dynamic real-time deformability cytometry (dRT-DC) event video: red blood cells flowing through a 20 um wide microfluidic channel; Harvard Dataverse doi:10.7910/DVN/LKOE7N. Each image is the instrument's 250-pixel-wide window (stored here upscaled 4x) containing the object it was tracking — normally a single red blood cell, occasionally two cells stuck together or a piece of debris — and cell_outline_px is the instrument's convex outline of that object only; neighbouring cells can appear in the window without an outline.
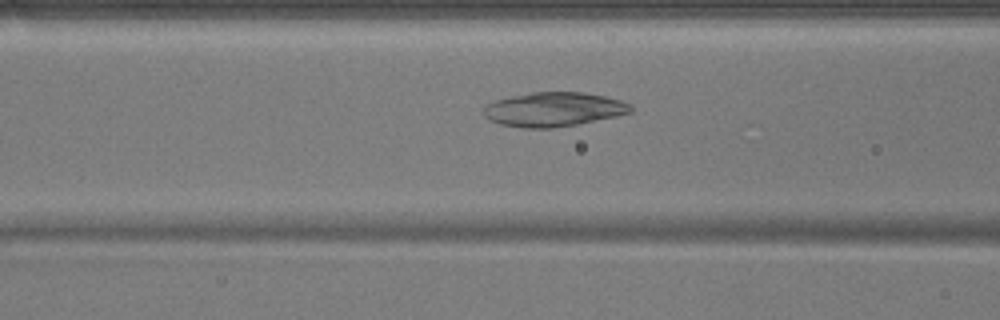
{"species": "common noctule bat (a hibernating species)", "species_latin": "Nyctalus noctula", "temperature_condition": "warm", "stored_images_in_passage": 38, "camera_frame_rate_fps": 3000, "um_per_image_px": 0.085, "animal": {"sex": "male", "body_mass_g": 17.9}, "frame": {"image": 1, "passage_image": 7, "time_ms": 2.0, "image_size_px": [1000, 320], "cell_outline_px": [[632, 112], [616, 116], [576, 124], [552, 128], [520, 128], [500, 124], [488, 120], [484, 116], [484, 108], [488, 104], [496, 100], [512, 96], [532, 92], [584, 92], [604, 96], [620, 100], [628, 104], [632, 108]], "centroid_in_image_um": [47.03, 9.3], "position_along_channel_um": 119.6, "area_um2": 29.19}}
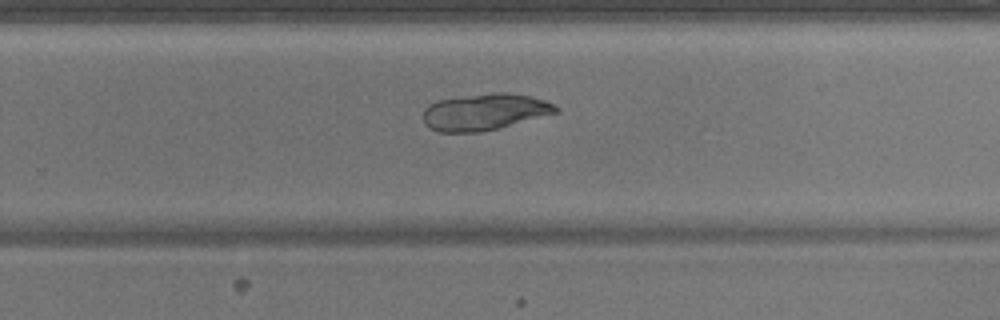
{"frame": {"image": 2, "passage_image": 20, "time_ms": 6.333, "image_size_px": [1000, 320], "cell_outline_px": [[560, 108], [556, 112], [496, 128], [480, 132], [440, 132], [428, 128], [424, 124], [424, 108], [428, 104], [436, 100], [492, 92], [508, 92], [528, 96], [544, 100], [556, 104]], "centroid_in_image_um": [41.13, 9.5], "position_along_channel_um": 288.7, "area_um2": 28.03}}
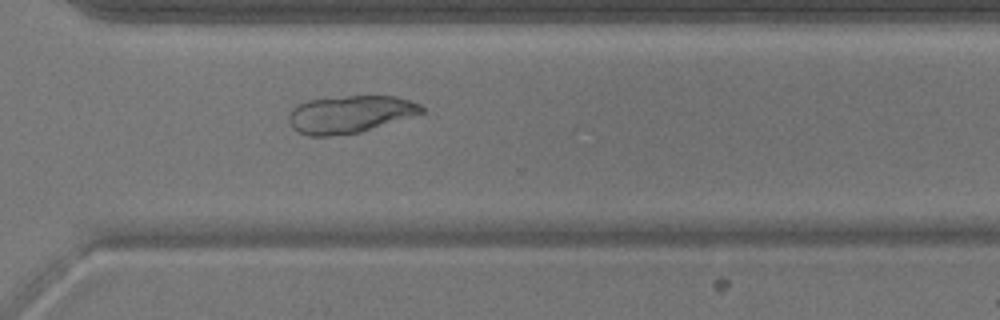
{"frame": {"image": 3, "passage_image": 24, "time_ms": 7.667, "image_size_px": [1000, 320], "cell_outline_px": [[424, 112], [412, 116], [360, 132], [328, 136], [308, 136], [292, 128], [288, 120], [288, 112], [292, 108], [308, 100], [348, 96], [396, 96], [420, 104], [424, 108]], "centroid_in_image_um": [29.71, 9.71], "position_along_channel_um": 340.9, "area_um2": 28.73}, "authors_computed_cell_mechanics": {"area_um2": 29.9404, "velocity_mm_per_s": 3.9027, "shape_relaxation_time_tau1_ms": 7.1908, "shape_relaxation_time_tau2_ms": null, "deformation_change_tau1": 0.0955, "deformation_change_tau2": null}}